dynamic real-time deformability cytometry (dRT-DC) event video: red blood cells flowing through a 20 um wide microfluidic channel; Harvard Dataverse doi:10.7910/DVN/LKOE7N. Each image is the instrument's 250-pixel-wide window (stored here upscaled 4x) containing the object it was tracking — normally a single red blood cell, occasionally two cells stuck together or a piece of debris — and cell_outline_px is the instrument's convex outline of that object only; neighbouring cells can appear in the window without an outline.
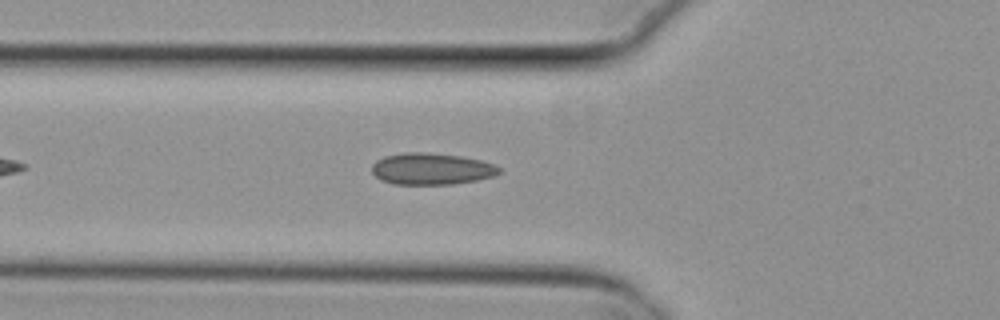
{"species": "common noctule bat (a hibernating species)", "species_latin": "Nyctalus noctula", "temperature_condition": "cold", "stored_images_in_passage": 41, "camera_frame_rate_fps": 3000, "um_per_image_px": 0.085, "animal": {"sex": "female", "body_mass_g": 29.2, "forearm_length_mm": 56.3}, "frame": {"image": 1, "passage_image": 7, "time_ms": 2.0, "image_size_px": [1000, 320], "cell_outline_px": [[500, 172], [492, 176], [476, 180], [452, 184], [392, 184], [380, 180], [372, 172], [372, 164], [376, 160], [384, 156], [404, 152], [428, 152], [460, 156], [480, 160], [492, 164], [500, 168]], "centroid_in_image_um": [36.62, 14.35], "position_along_channel_um": 89.2, "area_um2": 23.41}}
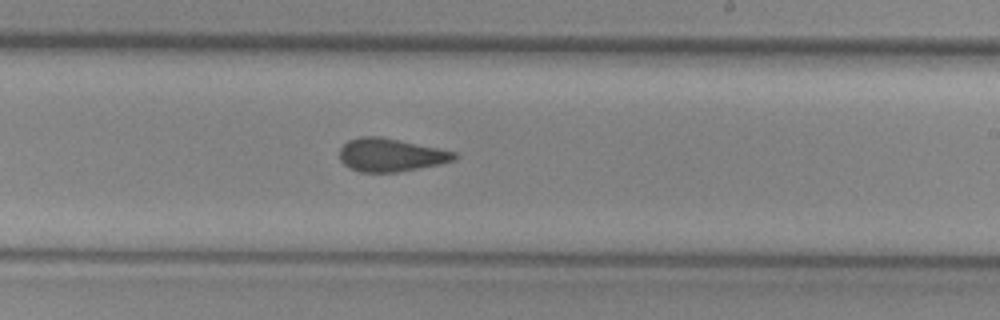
{"frame": {"image": 2, "passage_image": 20, "time_ms": 6.333, "image_size_px": [1000, 320], "cell_outline_px": [[460, 156], [456, 160], [396, 172], [360, 172], [348, 168], [340, 160], [340, 148], [348, 140], [360, 136], [380, 136], [456, 152]], "centroid_in_image_um": [33.18, 13.17], "position_along_channel_um": 255.8, "area_um2": 22.02}}
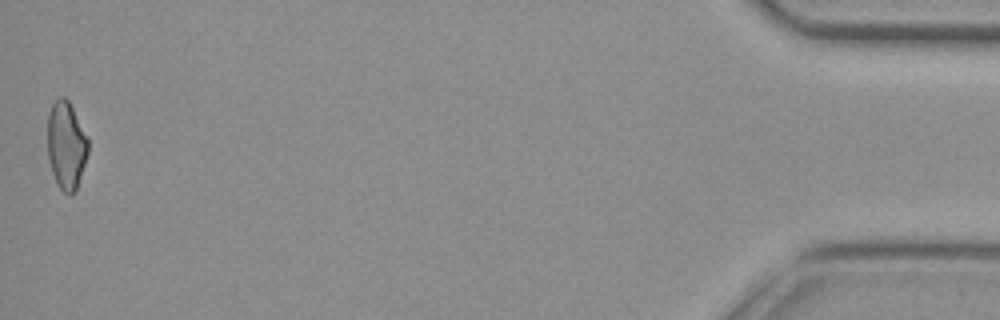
{"frame": {"image": 3, "passage_image": 41, "time_ms": 13.333, "image_size_px": [1000, 320], "cell_outline_px": [[88, 152], [76, 192], [72, 196], [68, 196], [56, 184], [48, 160], [48, 112], [52, 104], [60, 96], [64, 96], [68, 100], [88, 140]], "centroid_in_image_um": [5.61, 12.41], "position_along_channel_um": 429.6, "area_um2": 20.75}, "authors_computed_cell_mechanics": {"area_um2": 22.0796, "velocity_mm_per_s": 3.8406, "shape_relaxation_time_tau1_ms": null, "shape_relaxation_time_tau2_ms": 2.1801, "deformation_change_tau1": null, "deformation_change_tau2": 0.0831}}